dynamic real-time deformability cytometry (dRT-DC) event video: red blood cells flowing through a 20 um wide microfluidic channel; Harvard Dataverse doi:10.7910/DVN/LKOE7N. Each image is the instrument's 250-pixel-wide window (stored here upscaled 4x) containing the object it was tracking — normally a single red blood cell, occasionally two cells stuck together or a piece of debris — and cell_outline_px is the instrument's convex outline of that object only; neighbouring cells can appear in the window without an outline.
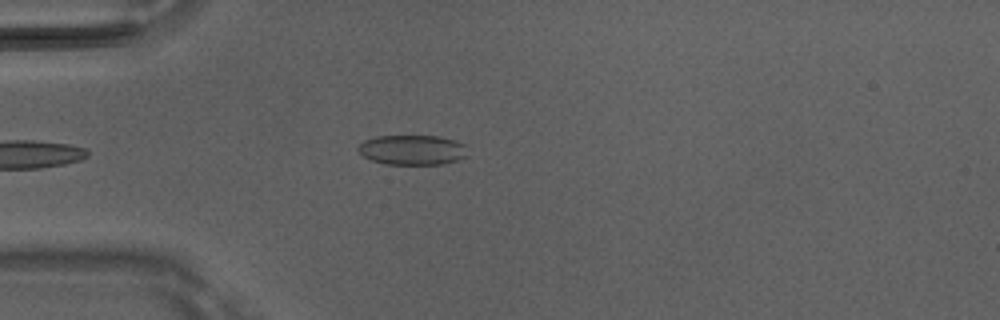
{"species": "Egyptian fruit bat (a non-hibernating species)", "species_latin": "Rousettus aegyptiacus", "temperature_condition": "room temperature", "stored_images_in_passage": 4, "camera_frame_rate_fps": 3000, "um_per_image_px": 0.085, "animal": {"sex": "male"}, "frame": {"image": 1, "passage_image": 3, "time_ms": 0.667, "image_size_px": [1000, 320], "cell_outline_px": [[468, 156], [444, 164], [384, 164], [372, 160], [364, 156], [356, 148], [364, 140], [376, 136], [440, 136], [456, 140], [464, 144]], "centroid_in_image_um": [35.06, 12.74], "position_along_channel_um": 49.9, "area_um2": 19.13}}